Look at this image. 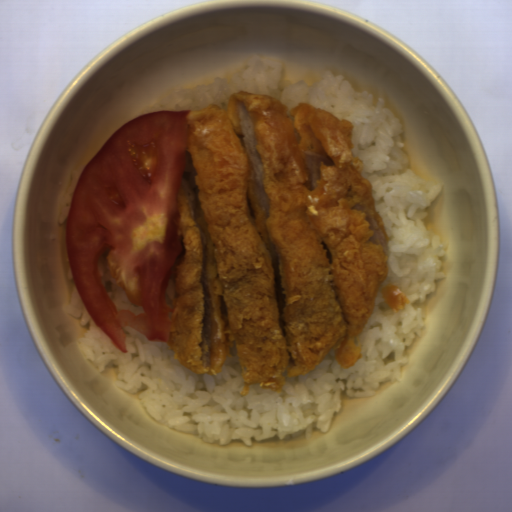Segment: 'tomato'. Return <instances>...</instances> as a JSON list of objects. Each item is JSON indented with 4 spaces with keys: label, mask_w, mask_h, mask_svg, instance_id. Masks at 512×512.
Wrapping results in <instances>:
<instances>
[{
    "label": "tomato",
    "mask_w": 512,
    "mask_h": 512,
    "mask_svg": "<svg viewBox=\"0 0 512 512\" xmlns=\"http://www.w3.org/2000/svg\"><path fill=\"white\" fill-rule=\"evenodd\" d=\"M190 138V111L143 113L121 125L85 165L65 225L72 279L95 324L127 352L130 325L167 342L173 307L166 289L185 257L176 214ZM110 276L134 306H116L99 278Z\"/></svg>",
    "instance_id": "512abeb7"
}]
</instances>
